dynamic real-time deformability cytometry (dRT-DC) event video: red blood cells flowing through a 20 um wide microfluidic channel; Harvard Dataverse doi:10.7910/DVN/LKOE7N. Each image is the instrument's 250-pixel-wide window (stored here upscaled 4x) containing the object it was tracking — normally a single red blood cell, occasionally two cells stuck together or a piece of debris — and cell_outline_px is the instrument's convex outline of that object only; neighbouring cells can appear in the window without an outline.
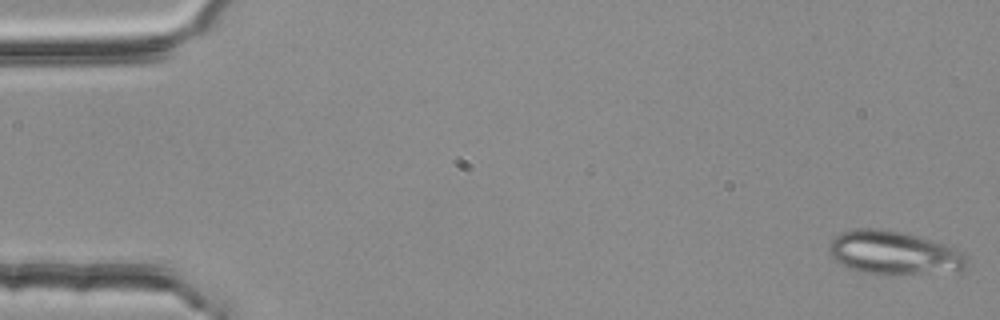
{"species": "common noctule bat (a hibernating species)", "species_latin": "Nyctalus noctula", "temperature_condition": "room temperature", "stored_images_in_passage": 53, "camera_frame_rate_fps": 3000, "um_per_image_px": 0.085, "animal": {"sex": "female", "body_mass_g": 25.1}, "frame": {"image": 1, "passage_image": 1, "time_ms": 0.0, "image_size_px": [1000, 320], "cell_outline_px": [[968, 264], [964, 268], [884, 276], [876, 276], [860, 272], [848, 268], [840, 264], [828, 252], [828, 244], [840, 232], [856, 228], [880, 228], [900, 232], [916, 236], [944, 244], [956, 248], [964, 252], [968, 260]], "centroid_in_image_um": [75.89, 21.49], "position_along_channel_um": 9.1, "area_um2": 34.91}}
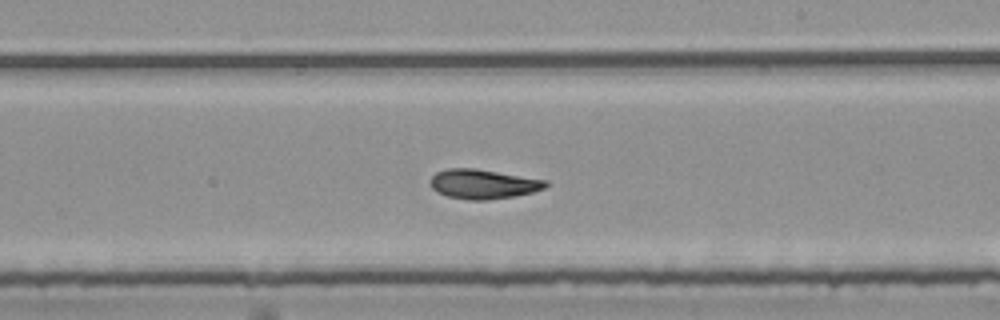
{"frame": {"image": 2, "passage_image": 32, "time_ms": 10.333, "image_size_px": [1000, 320], "cell_outline_px": [[548, 184], [544, 188], [532, 192], [516, 196], [488, 200], [468, 200], [448, 196], [436, 192], [432, 188], [428, 180], [436, 172], [448, 168], [472, 168], [548, 180]], "centroid_in_image_um": [41.04, 15.65], "position_along_channel_um": 248.0, "area_um2": 19.88}}
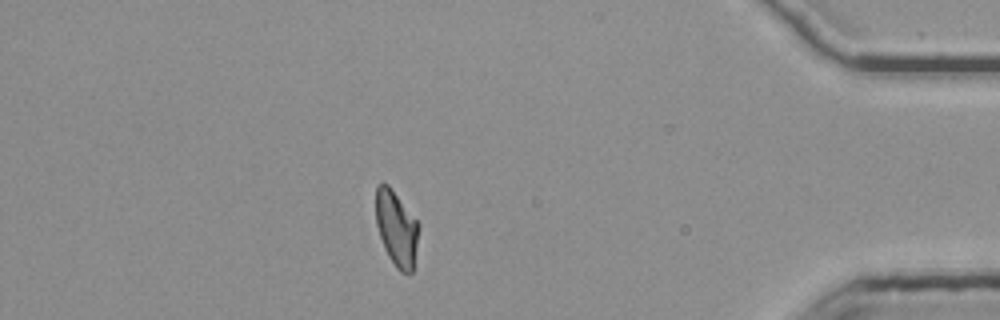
{"frame": {"image": 3, "passage_image": 48, "time_ms": 15.667, "image_size_px": [1000, 320], "cell_outline_px": [[420, 228], [412, 272], [400, 272], [396, 268], [388, 256], [384, 248], [376, 224], [376, 184], [388, 184], [420, 224]], "centroid_in_image_um": [33.7, 19.41], "position_along_channel_um": 401.5, "area_um2": 18.79}, "authors_computed_cell_mechanics": {"area_um2": 19.8832, "velocity_mm_per_s": 3.7323, "shape_relaxation_time_tau1_ms": null, "shape_relaxation_time_tau2_ms": 3.4393, "deformation_change_tau1": null, "deformation_change_tau2": 0.0916}}